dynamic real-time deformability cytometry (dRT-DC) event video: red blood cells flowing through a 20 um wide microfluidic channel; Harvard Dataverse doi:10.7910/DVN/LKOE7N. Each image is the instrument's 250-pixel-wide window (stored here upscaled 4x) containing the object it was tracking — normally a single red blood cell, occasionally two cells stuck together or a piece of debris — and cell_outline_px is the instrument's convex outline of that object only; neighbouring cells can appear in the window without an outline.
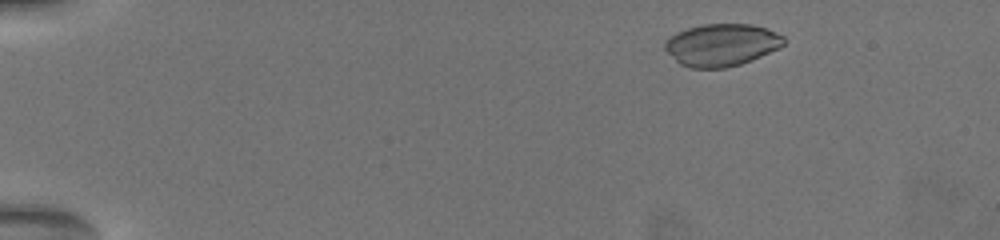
{"species": "common noctule bat (a hibernating species)", "species_latin": "Nyctalus noctula", "temperature_condition": "warm", "stored_images_in_passage": 25, "camera_frame_rate_fps": 3000, "um_per_image_px": 0.085, "animal": {"sex": "female", "body_mass_g": 19.5, "forearm_length_mm": 54.1}, "frame": {"image": 1, "passage_image": 11, "time_ms": 2.0, "image_size_px": [1000, 240], "cell_outline_px": [[784, 44], [780, 48], [752, 60], [740, 64], [724, 68], [688, 68], [680, 64], [664, 48], [664, 44], [676, 32], [688, 28], [704, 24], [752, 24], [768, 28], [784, 36]], "centroid_in_image_um": [61.37, 3.81], "position_along_channel_um": 23.6, "area_um2": 29.3}}